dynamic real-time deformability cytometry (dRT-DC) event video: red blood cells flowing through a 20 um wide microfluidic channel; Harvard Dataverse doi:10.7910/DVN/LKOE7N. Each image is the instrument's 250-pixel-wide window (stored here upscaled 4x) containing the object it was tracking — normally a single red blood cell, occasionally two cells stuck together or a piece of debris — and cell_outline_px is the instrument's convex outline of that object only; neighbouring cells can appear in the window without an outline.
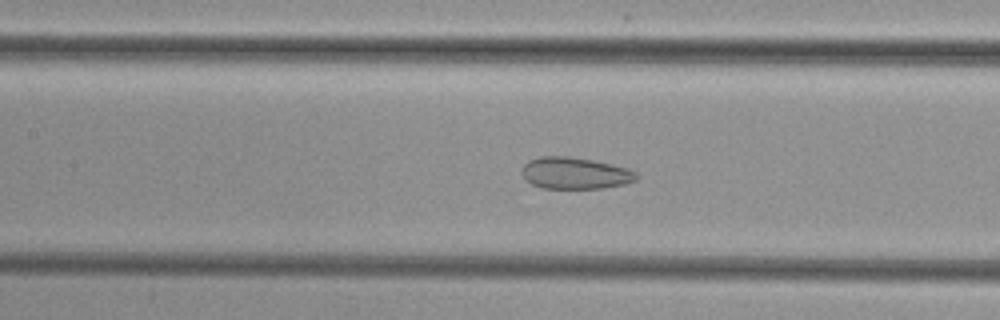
{"species": "common noctule bat (a hibernating species)", "species_latin": "Nyctalus noctula", "temperature_condition": "cold", "stored_images_in_passage": 52, "camera_frame_rate_fps": 3000, "um_per_image_px": 0.085, "animal": {"sex": "female", "body_mass_g": 29.2, "forearm_length_mm": 56.3}, "frame": {"image": 1, "passage_image": 23, "time_ms": 7.333, "image_size_px": [1000, 320], "cell_outline_px": [[640, 176], [636, 180], [624, 184], [604, 188], [544, 188], [532, 184], [520, 172], [524, 164], [528, 160], [540, 156], [568, 156], [592, 160], [612, 164], [628, 168], [636, 172]], "centroid_in_image_um": [48.89, 14.71], "position_along_channel_um": 158.5, "area_um2": 21.21}}
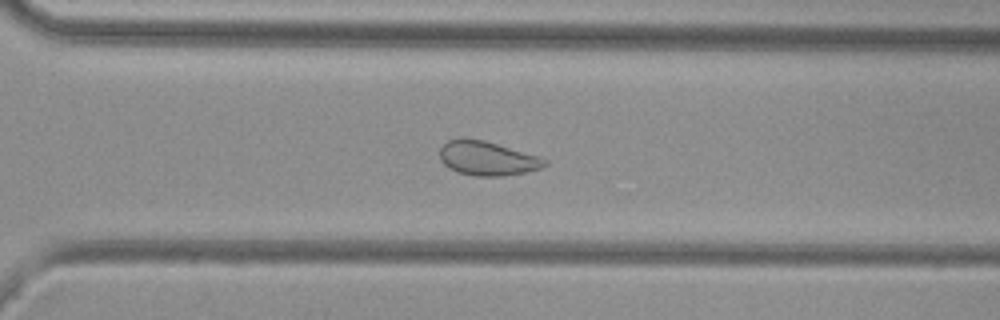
{"frame": {"image": 2, "passage_image": 36, "time_ms": 11.667, "image_size_px": [1000, 320], "cell_outline_px": [[548, 164], [540, 168], [524, 172], [500, 176], [472, 176], [456, 172], [448, 168], [440, 160], [440, 148], [448, 140], [484, 140], [536, 156], [548, 160]], "centroid_in_image_um": [41.39, 13.49], "position_along_channel_um": 329.2, "area_um2": 20.4}}
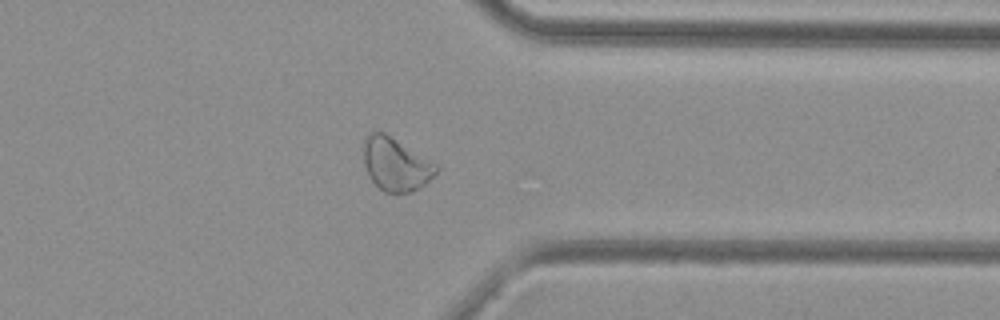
{"frame": {"image": 3, "passage_image": 40, "time_ms": 13.0, "image_size_px": [1000, 320], "cell_outline_px": [[440, 168], [424, 184], [408, 192], [384, 192], [368, 176], [364, 164], [364, 144], [368, 136], [372, 132], [384, 132], [436, 164]], "centroid_in_image_um": [33.62, 13.96], "position_along_channel_um": 377.8, "area_um2": 21.79}}